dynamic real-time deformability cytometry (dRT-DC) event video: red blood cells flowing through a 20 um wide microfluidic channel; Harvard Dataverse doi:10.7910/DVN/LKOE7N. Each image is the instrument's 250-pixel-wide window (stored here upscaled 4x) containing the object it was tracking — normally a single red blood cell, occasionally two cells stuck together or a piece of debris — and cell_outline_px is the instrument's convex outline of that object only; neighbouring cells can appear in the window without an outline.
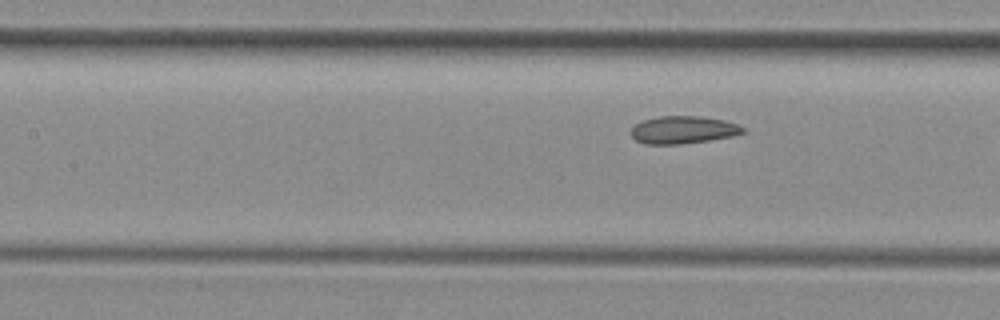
{"species": "common noctule bat (a hibernating species)", "species_latin": "Nyctalus noctula", "temperature_condition": "room temperature", "stored_images_in_passage": 5, "segment_of_instrument_passage": [2, 2], "camera_frame_rate_fps": 3000, "um_per_image_px": 0.085, "animal": {"sex": "female", "body_mass_g": 29.2, "forearm_length_mm": 56.3}, "frame": {"image": 1, "passage_image": 5, "time_ms": 1.333, "image_size_px": [1000, 320], "cell_outline_px": [[744, 132], [732, 136], [708, 140], [680, 144], [644, 144], [636, 140], [632, 136], [632, 128], [636, 124], [644, 120], [660, 116], [700, 116], [724, 120], [736, 124], [744, 128]], "centroid_in_image_um": [58.06, 11.04], "position_along_channel_um": 149.3, "area_um2": 17.74}}